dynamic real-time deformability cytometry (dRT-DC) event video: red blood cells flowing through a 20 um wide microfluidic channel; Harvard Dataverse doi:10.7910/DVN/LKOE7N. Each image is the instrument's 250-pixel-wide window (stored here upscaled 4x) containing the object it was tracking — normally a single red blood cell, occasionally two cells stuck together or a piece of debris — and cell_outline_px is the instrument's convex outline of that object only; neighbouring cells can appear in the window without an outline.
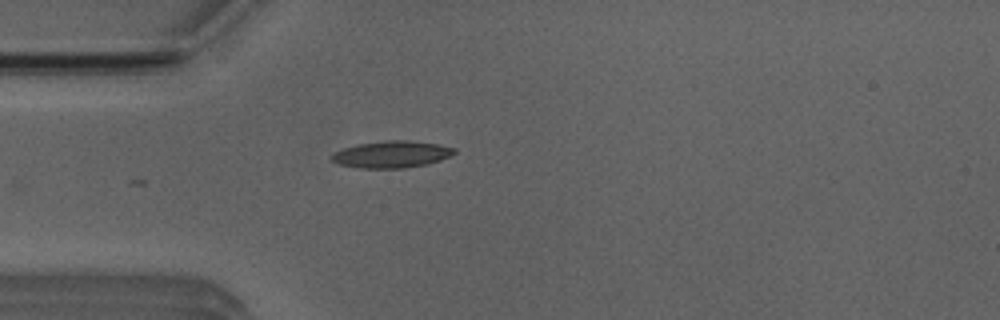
{"species": "Egyptian fruit bat (a non-hibernating species)", "species_latin": "Rousettus aegyptiacus", "temperature_condition": "room temperature", "stored_images_in_passage": 5, "camera_frame_rate_fps": 3000, "um_per_image_px": 0.085, "animal": {"sex": "male"}, "frame": {"image": 1, "passage_image": 5, "time_ms": 5.667, "image_size_px": [1000, 320], "cell_outline_px": [[456, 152], [440, 160], [428, 164], [404, 168], [360, 168], [340, 164], [328, 160], [328, 156], [344, 148], [356, 144], [384, 140], [408, 140], [436, 144], [456, 148]], "centroid_in_image_um": [33.24, 13.12], "position_along_channel_um": 51.8, "area_um2": 19.25}}